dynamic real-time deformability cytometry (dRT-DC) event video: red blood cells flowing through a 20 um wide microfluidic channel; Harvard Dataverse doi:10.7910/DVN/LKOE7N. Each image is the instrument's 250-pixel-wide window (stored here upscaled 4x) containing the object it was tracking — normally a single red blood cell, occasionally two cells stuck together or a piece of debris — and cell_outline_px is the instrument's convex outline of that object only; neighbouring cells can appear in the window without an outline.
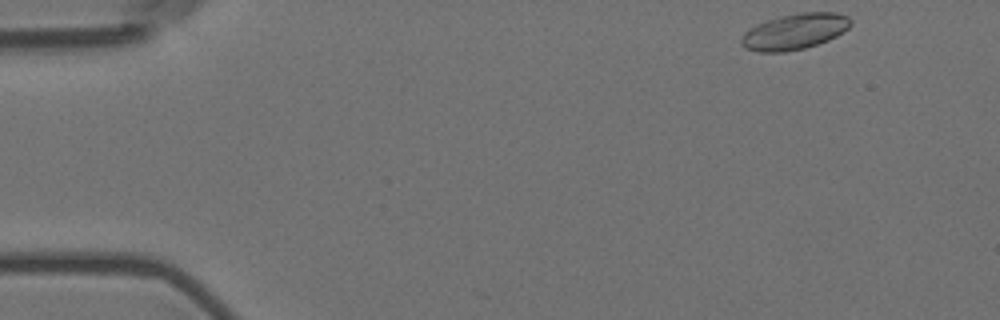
{"species": "Egyptian fruit bat (a non-hibernating species)", "species_latin": "Rousettus aegyptiacus", "temperature_condition": "room temperature", "stored_images_in_passage": 53, "camera_frame_rate_fps": 3000, "um_per_image_px": 0.085, "animal": {"sex": "female"}, "frame": {"image": 1, "passage_image": 1, "time_ms": 0.0, "image_size_px": [1000, 320], "cell_outline_px": [[852, 24], [844, 32], [828, 40], [804, 48], [784, 52], [756, 52], [744, 48], [740, 44], [740, 40], [744, 32], [756, 24], [780, 16], [800, 12], [836, 12], [848, 16], [852, 20]], "centroid_in_image_um": [67.54, 2.68], "position_along_channel_um": 17.5, "area_um2": 23.0}}
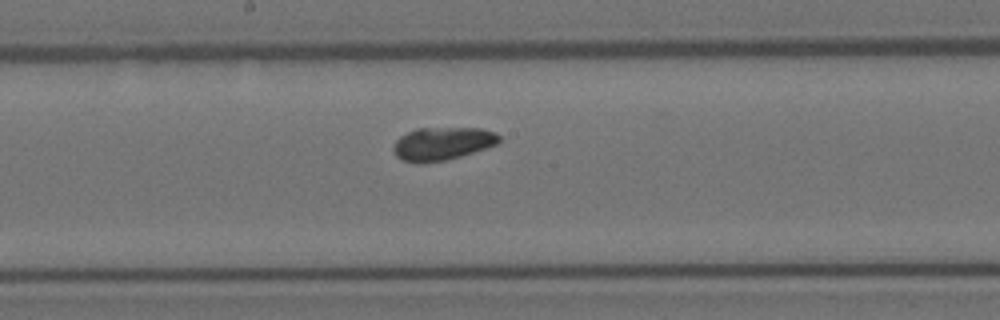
{"frame": {"image": 2, "passage_image": 26, "time_ms": 8.333, "image_size_px": [1000, 320], "cell_outline_px": [[500, 144], [460, 156], [444, 160], [420, 164], [416, 164], [404, 160], [396, 156], [392, 148], [396, 140], [400, 136], [416, 128], [480, 128], [496, 132], [500, 136]], "centroid_in_image_um": [37.61, 12.21], "position_along_channel_um": 210.6, "area_um2": 20.52}}
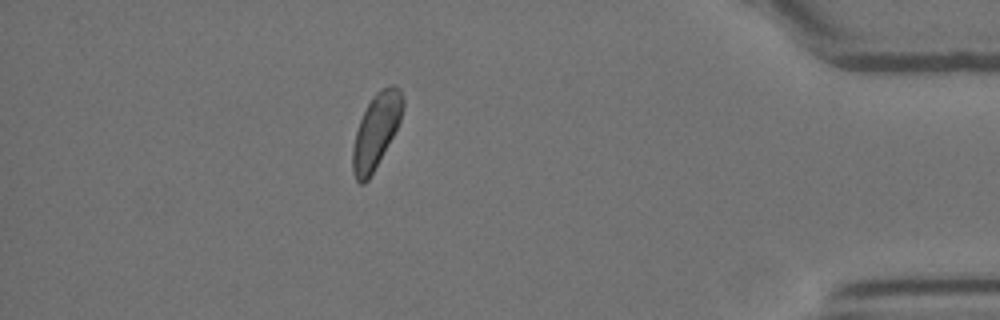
{"frame": {"image": 3, "passage_image": 46, "time_ms": 15.0, "image_size_px": [1000, 320], "cell_outline_px": [[404, 104], [400, 120], [392, 136], [368, 180], [364, 184], [360, 184], [356, 180], [352, 172], [352, 148], [356, 132], [360, 120], [372, 96], [376, 92], [388, 84], [392, 84], [400, 88], [404, 100]], "centroid_in_image_um": [31.96, 11.1], "position_along_channel_um": 403.2, "area_um2": 21.44}, "authors_computed_cell_mechanics": {"area_um2": 21.2126, "velocity_mm_per_s": 3.5429, "shape_relaxation_time_tau1_ms": null, "shape_relaxation_time_tau2_ms": 11.0773, "deformation_change_tau1": null, "deformation_change_tau2": 0.1608}}